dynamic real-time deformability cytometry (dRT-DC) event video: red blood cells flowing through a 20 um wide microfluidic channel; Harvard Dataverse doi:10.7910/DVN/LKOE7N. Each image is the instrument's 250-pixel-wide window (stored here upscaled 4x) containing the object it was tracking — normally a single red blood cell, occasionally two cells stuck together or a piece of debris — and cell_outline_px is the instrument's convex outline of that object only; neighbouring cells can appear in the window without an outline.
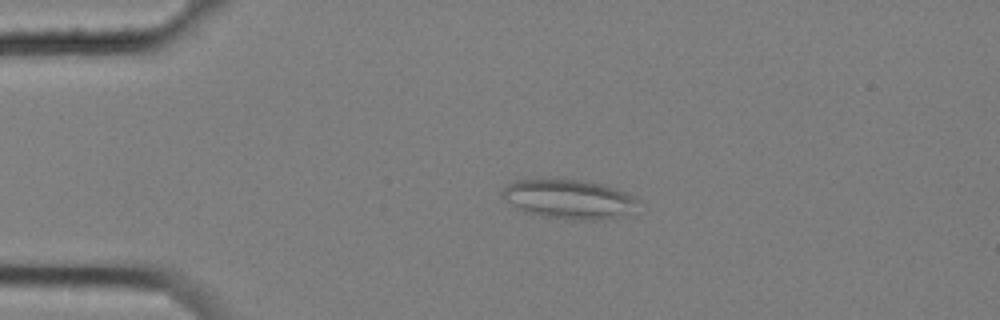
{"species": "common noctule bat (a hibernating species)", "species_latin": "Nyctalus noctula", "temperature_condition": "cold", "stored_images_in_passage": 12, "segment_of_instrument_passage": [1, 2], "camera_frame_rate_fps": 3000, "um_per_image_px": 0.085, "animal": {"sex": "female", "body_mass_g": 25.1}, "frame": {"image": 1, "passage_image": 1, "time_ms": 0.0, "image_size_px": [1000, 320], "cell_outline_px": [[640, 200], [620, 216], [604, 220], [564, 220], [544, 216], [528, 212], [516, 208], [504, 200], [500, 196], [500, 192], [508, 184], [516, 180], [556, 176], [604, 184], [628, 192], [636, 196]], "centroid_in_image_um": [48.29, 16.88], "position_along_channel_um": 36.7, "area_um2": 31.91}}